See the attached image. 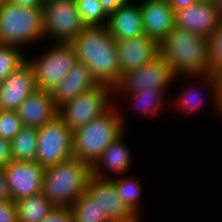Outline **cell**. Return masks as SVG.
I'll return each mask as SVG.
<instances>
[{"label":"cell","instance_id":"obj_1","mask_svg":"<svg viewBox=\"0 0 222 222\" xmlns=\"http://www.w3.org/2000/svg\"><path fill=\"white\" fill-rule=\"evenodd\" d=\"M77 61L84 63L99 84L115 87L120 81L115 39L107 26L85 27L70 43Z\"/></svg>","mask_w":222,"mask_h":222},{"label":"cell","instance_id":"obj_2","mask_svg":"<svg viewBox=\"0 0 222 222\" xmlns=\"http://www.w3.org/2000/svg\"><path fill=\"white\" fill-rule=\"evenodd\" d=\"M159 55L178 77L209 74L208 38L204 36L174 27L159 43Z\"/></svg>","mask_w":222,"mask_h":222},{"label":"cell","instance_id":"obj_3","mask_svg":"<svg viewBox=\"0 0 222 222\" xmlns=\"http://www.w3.org/2000/svg\"><path fill=\"white\" fill-rule=\"evenodd\" d=\"M116 106L73 131V158L92 166L102 152L125 132L126 115Z\"/></svg>","mask_w":222,"mask_h":222},{"label":"cell","instance_id":"obj_4","mask_svg":"<svg viewBox=\"0 0 222 222\" xmlns=\"http://www.w3.org/2000/svg\"><path fill=\"white\" fill-rule=\"evenodd\" d=\"M91 166L77 158L45 168L42 194L57 208L70 206L86 191Z\"/></svg>","mask_w":222,"mask_h":222},{"label":"cell","instance_id":"obj_5","mask_svg":"<svg viewBox=\"0 0 222 222\" xmlns=\"http://www.w3.org/2000/svg\"><path fill=\"white\" fill-rule=\"evenodd\" d=\"M45 39L43 7L0 5V44L23 48Z\"/></svg>","mask_w":222,"mask_h":222},{"label":"cell","instance_id":"obj_6","mask_svg":"<svg viewBox=\"0 0 222 222\" xmlns=\"http://www.w3.org/2000/svg\"><path fill=\"white\" fill-rule=\"evenodd\" d=\"M112 99L114 88L100 84L60 107L58 117L74 131L108 112L115 104Z\"/></svg>","mask_w":222,"mask_h":222},{"label":"cell","instance_id":"obj_7","mask_svg":"<svg viewBox=\"0 0 222 222\" xmlns=\"http://www.w3.org/2000/svg\"><path fill=\"white\" fill-rule=\"evenodd\" d=\"M36 58V59H35ZM28 59L37 89L53 90L70 72L77 62L75 50L70 43H54L43 54Z\"/></svg>","mask_w":222,"mask_h":222},{"label":"cell","instance_id":"obj_8","mask_svg":"<svg viewBox=\"0 0 222 222\" xmlns=\"http://www.w3.org/2000/svg\"><path fill=\"white\" fill-rule=\"evenodd\" d=\"M45 39L71 43L86 27L75 0H46L43 5Z\"/></svg>","mask_w":222,"mask_h":222},{"label":"cell","instance_id":"obj_9","mask_svg":"<svg viewBox=\"0 0 222 222\" xmlns=\"http://www.w3.org/2000/svg\"><path fill=\"white\" fill-rule=\"evenodd\" d=\"M73 131L57 116L38 129L36 160L42 167L73 157Z\"/></svg>","mask_w":222,"mask_h":222},{"label":"cell","instance_id":"obj_10","mask_svg":"<svg viewBox=\"0 0 222 222\" xmlns=\"http://www.w3.org/2000/svg\"><path fill=\"white\" fill-rule=\"evenodd\" d=\"M176 79L178 77L171 66L159 55L137 70L123 74L119 83L114 87V96L119 94L117 96L119 97L121 93H124L123 96L130 95L148 87L162 89L166 92Z\"/></svg>","mask_w":222,"mask_h":222},{"label":"cell","instance_id":"obj_11","mask_svg":"<svg viewBox=\"0 0 222 222\" xmlns=\"http://www.w3.org/2000/svg\"><path fill=\"white\" fill-rule=\"evenodd\" d=\"M12 201L42 193L45 168L37 161H11L3 169Z\"/></svg>","mask_w":222,"mask_h":222},{"label":"cell","instance_id":"obj_12","mask_svg":"<svg viewBox=\"0 0 222 222\" xmlns=\"http://www.w3.org/2000/svg\"><path fill=\"white\" fill-rule=\"evenodd\" d=\"M221 21L212 1L201 0L184 9L174 11L175 28L206 38L214 33Z\"/></svg>","mask_w":222,"mask_h":222},{"label":"cell","instance_id":"obj_13","mask_svg":"<svg viewBox=\"0 0 222 222\" xmlns=\"http://www.w3.org/2000/svg\"><path fill=\"white\" fill-rule=\"evenodd\" d=\"M188 77L194 78L192 80H199L200 79V86L197 85L198 87L193 86L194 83H190V87L187 89H184L180 95L175 98V104L178 107V110L183 111L182 114H188L195 113V111H199L202 105L205 103L202 97L204 92H201L203 89L208 92L206 96L210 97L211 105L209 107H212L214 112L216 113V116L220 119V97H221V87H222V78L218 75L209 73L205 75H199V76H187ZM197 78V79H196ZM203 83V84H202ZM202 86V87H201ZM195 87V88H194ZM203 88V89H201ZM182 94V95H181ZM203 99V100H202ZM203 103V104H202ZM218 113V114H217Z\"/></svg>","mask_w":222,"mask_h":222},{"label":"cell","instance_id":"obj_14","mask_svg":"<svg viewBox=\"0 0 222 222\" xmlns=\"http://www.w3.org/2000/svg\"><path fill=\"white\" fill-rule=\"evenodd\" d=\"M119 59L120 78L137 70L159 56V43L143 34L134 38L115 40Z\"/></svg>","mask_w":222,"mask_h":222},{"label":"cell","instance_id":"obj_15","mask_svg":"<svg viewBox=\"0 0 222 222\" xmlns=\"http://www.w3.org/2000/svg\"><path fill=\"white\" fill-rule=\"evenodd\" d=\"M35 90L34 72L26 61L0 83V110L16 111Z\"/></svg>","mask_w":222,"mask_h":222},{"label":"cell","instance_id":"obj_16","mask_svg":"<svg viewBox=\"0 0 222 222\" xmlns=\"http://www.w3.org/2000/svg\"><path fill=\"white\" fill-rule=\"evenodd\" d=\"M86 191L96 199L111 222L126 221L134 216L117 193L112 179L90 175Z\"/></svg>","mask_w":222,"mask_h":222},{"label":"cell","instance_id":"obj_17","mask_svg":"<svg viewBox=\"0 0 222 222\" xmlns=\"http://www.w3.org/2000/svg\"><path fill=\"white\" fill-rule=\"evenodd\" d=\"M125 134L124 132L102 152L91 166V175L111 179L114 174L115 177L128 174L133 162V153L131 147L124 141Z\"/></svg>","mask_w":222,"mask_h":222},{"label":"cell","instance_id":"obj_18","mask_svg":"<svg viewBox=\"0 0 222 222\" xmlns=\"http://www.w3.org/2000/svg\"><path fill=\"white\" fill-rule=\"evenodd\" d=\"M22 125L39 129L58 116L51 93L37 89L16 110Z\"/></svg>","mask_w":222,"mask_h":222},{"label":"cell","instance_id":"obj_19","mask_svg":"<svg viewBox=\"0 0 222 222\" xmlns=\"http://www.w3.org/2000/svg\"><path fill=\"white\" fill-rule=\"evenodd\" d=\"M143 31L160 43L175 27L174 10L164 0H141Z\"/></svg>","mask_w":222,"mask_h":222},{"label":"cell","instance_id":"obj_20","mask_svg":"<svg viewBox=\"0 0 222 222\" xmlns=\"http://www.w3.org/2000/svg\"><path fill=\"white\" fill-rule=\"evenodd\" d=\"M99 85L91 70L84 63L77 61L66 77L50 93L56 108L59 109L82 92Z\"/></svg>","mask_w":222,"mask_h":222},{"label":"cell","instance_id":"obj_21","mask_svg":"<svg viewBox=\"0 0 222 222\" xmlns=\"http://www.w3.org/2000/svg\"><path fill=\"white\" fill-rule=\"evenodd\" d=\"M128 0L108 17L107 29L115 40L134 38L144 34L140 1Z\"/></svg>","mask_w":222,"mask_h":222},{"label":"cell","instance_id":"obj_22","mask_svg":"<svg viewBox=\"0 0 222 222\" xmlns=\"http://www.w3.org/2000/svg\"><path fill=\"white\" fill-rule=\"evenodd\" d=\"M127 175V176H126ZM117 193L122 198L125 205L134 215H141V204L143 196V187L139 178L134 177L131 173L111 178Z\"/></svg>","mask_w":222,"mask_h":222},{"label":"cell","instance_id":"obj_23","mask_svg":"<svg viewBox=\"0 0 222 222\" xmlns=\"http://www.w3.org/2000/svg\"><path fill=\"white\" fill-rule=\"evenodd\" d=\"M18 222H41L55 206L42 194L15 201Z\"/></svg>","mask_w":222,"mask_h":222},{"label":"cell","instance_id":"obj_24","mask_svg":"<svg viewBox=\"0 0 222 222\" xmlns=\"http://www.w3.org/2000/svg\"><path fill=\"white\" fill-rule=\"evenodd\" d=\"M38 129L23 126L10 141L13 161L26 162L36 160Z\"/></svg>","mask_w":222,"mask_h":222},{"label":"cell","instance_id":"obj_25","mask_svg":"<svg viewBox=\"0 0 222 222\" xmlns=\"http://www.w3.org/2000/svg\"><path fill=\"white\" fill-rule=\"evenodd\" d=\"M164 90L156 88H147L136 93L125 96L126 99L130 98V105L135 108V111H140L141 114L145 116H154L158 113L164 106H166ZM130 96V97H129ZM128 97V98H127Z\"/></svg>","mask_w":222,"mask_h":222},{"label":"cell","instance_id":"obj_26","mask_svg":"<svg viewBox=\"0 0 222 222\" xmlns=\"http://www.w3.org/2000/svg\"><path fill=\"white\" fill-rule=\"evenodd\" d=\"M70 210L75 222H111L87 191L70 206Z\"/></svg>","mask_w":222,"mask_h":222},{"label":"cell","instance_id":"obj_27","mask_svg":"<svg viewBox=\"0 0 222 222\" xmlns=\"http://www.w3.org/2000/svg\"><path fill=\"white\" fill-rule=\"evenodd\" d=\"M77 10L86 27L107 26L109 15L99 0H75Z\"/></svg>","mask_w":222,"mask_h":222},{"label":"cell","instance_id":"obj_28","mask_svg":"<svg viewBox=\"0 0 222 222\" xmlns=\"http://www.w3.org/2000/svg\"><path fill=\"white\" fill-rule=\"evenodd\" d=\"M22 50L19 46L0 44V83L27 61L28 55Z\"/></svg>","mask_w":222,"mask_h":222},{"label":"cell","instance_id":"obj_29","mask_svg":"<svg viewBox=\"0 0 222 222\" xmlns=\"http://www.w3.org/2000/svg\"><path fill=\"white\" fill-rule=\"evenodd\" d=\"M209 73L222 76V21L208 38Z\"/></svg>","mask_w":222,"mask_h":222},{"label":"cell","instance_id":"obj_30","mask_svg":"<svg viewBox=\"0 0 222 222\" xmlns=\"http://www.w3.org/2000/svg\"><path fill=\"white\" fill-rule=\"evenodd\" d=\"M22 122L16 111L0 110V137L11 141L22 129Z\"/></svg>","mask_w":222,"mask_h":222},{"label":"cell","instance_id":"obj_31","mask_svg":"<svg viewBox=\"0 0 222 222\" xmlns=\"http://www.w3.org/2000/svg\"><path fill=\"white\" fill-rule=\"evenodd\" d=\"M41 222H75L70 208L55 207Z\"/></svg>","mask_w":222,"mask_h":222},{"label":"cell","instance_id":"obj_32","mask_svg":"<svg viewBox=\"0 0 222 222\" xmlns=\"http://www.w3.org/2000/svg\"><path fill=\"white\" fill-rule=\"evenodd\" d=\"M0 222H18L15 202L11 199L0 202Z\"/></svg>","mask_w":222,"mask_h":222},{"label":"cell","instance_id":"obj_33","mask_svg":"<svg viewBox=\"0 0 222 222\" xmlns=\"http://www.w3.org/2000/svg\"><path fill=\"white\" fill-rule=\"evenodd\" d=\"M12 160L10 141L0 137V169H3Z\"/></svg>","mask_w":222,"mask_h":222},{"label":"cell","instance_id":"obj_34","mask_svg":"<svg viewBox=\"0 0 222 222\" xmlns=\"http://www.w3.org/2000/svg\"><path fill=\"white\" fill-rule=\"evenodd\" d=\"M128 0H99L104 11L110 15L113 13L118 7L126 3Z\"/></svg>","mask_w":222,"mask_h":222},{"label":"cell","instance_id":"obj_35","mask_svg":"<svg viewBox=\"0 0 222 222\" xmlns=\"http://www.w3.org/2000/svg\"><path fill=\"white\" fill-rule=\"evenodd\" d=\"M167 2L174 11L184 9L190 5H193L201 0H164Z\"/></svg>","mask_w":222,"mask_h":222},{"label":"cell","instance_id":"obj_36","mask_svg":"<svg viewBox=\"0 0 222 222\" xmlns=\"http://www.w3.org/2000/svg\"><path fill=\"white\" fill-rule=\"evenodd\" d=\"M10 194L7 187V182L2 169H0V202L10 200Z\"/></svg>","mask_w":222,"mask_h":222},{"label":"cell","instance_id":"obj_37","mask_svg":"<svg viewBox=\"0 0 222 222\" xmlns=\"http://www.w3.org/2000/svg\"><path fill=\"white\" fill-rule=\"evenodd\" d=\"M12 4L26 7H43L46 0H6Z\"/></svg>","mask_w":222,"mask_h":222},{"label":"cell","instance_id":"obj_38","mask_svg":"<svg viewBox=\"0 0 222 222\" xmlns=\"http://www.w3.org/2000/svg\"><path fill=\"white\" fill-rule=\"evenodd\" d=\"M212 3L217 8L218 14L222 19V0H212Z\"/></svg>","mask_w":222,"mask_h":222},{"label":"cell","instance_id":"obj_39","mask_svg":"<svg viewBox=\"0 0 222 222\" xmlns=\"http://www.w3.org/2000/svg\"><path fill=\"white\" fill-rule=\"evenodd\" d=\"M142 220H143V214L142 215H134L131 219H128L126 221H116V222H142Z\"/></svg>","mask_w":222,"mask_h":222},{"label":"cell","instance_id":"obj_40","mask_svg":"<svg viewBox=\"0 0 222 222\" xmlns=\"http://www.w3.org/2000/svg\"><path fill=\"white\" fill-rule=\"evenodd\" d=\"M220 120L222 121V89H221V97H220Z\"/></svg>","mask_w":222,"mask_h":222},{"label":"cell","instance_id":"obj_41","mask_svg":"<svg viewBox=\"0 0 222 222\" xmlns=\"http://www.w3.org/2000/svg\"><path fill=\"white\" fill-rule=\"evenodd\" d=\"M6 0H0V5L2 4V3H4Z\"/></svg>","mask_w":222,"mask_h":222}]
</instances>
